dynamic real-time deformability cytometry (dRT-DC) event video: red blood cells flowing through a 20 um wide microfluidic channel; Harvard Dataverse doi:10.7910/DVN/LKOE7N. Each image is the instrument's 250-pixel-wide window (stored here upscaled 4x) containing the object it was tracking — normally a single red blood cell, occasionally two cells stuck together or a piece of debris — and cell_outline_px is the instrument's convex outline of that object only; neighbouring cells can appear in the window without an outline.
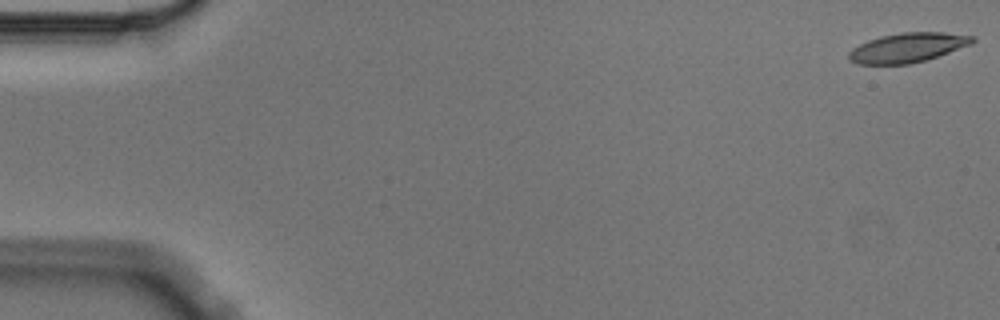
{"species": "Egyptian fruit bat (a non-hibernating species)", "species_latin": "Rousettus aegyptiacus", "temperature_condition": "cold", "stored_images_in_passage": 5, "segment_of_instrument_passage": [1, 2], "camera_frame_rate_fps": 3000, "um_per_image_px": 0.085, "animal": {"sex": "male"}, "frame": {"image": 1, "passage_image": 1, "time_ms": 0.0, "image_size_px": [1000, 320], "cell_outline_px": [[976, 40], [972, 44], [924, 60], [908, 64], [856, 64], [848, 60], [848, 52], [852, 48], [868, 40], [880, 36], [904, 32], [944, 32], [976, 36]], "centroid_in_image_um": [77.13, 4.04], "position_along_channel_um": 7.9, "area_um2": 21.21}}
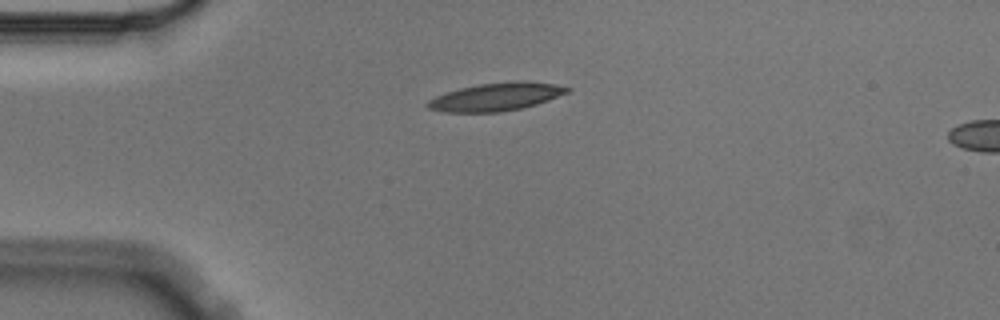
{"frame": {"image": 2, "passage_image": 4, "time_ms": 1.0, "image_size_px": [1000, 320], "cell_outline_px": [[572, 88], [568, 92], [548, 100], [536, 104], [520, 108], [500, 112], [444, 112], [428, 108], [424, 104], [428, 100], [436, 96], [460, 88], [480, 84], [516, 80], [528, 80], [556, 84]], "centroid_in_image_um": [42.18, 8.22], "position_along_channel_um": 42.8, "area_um2": 22.77}}